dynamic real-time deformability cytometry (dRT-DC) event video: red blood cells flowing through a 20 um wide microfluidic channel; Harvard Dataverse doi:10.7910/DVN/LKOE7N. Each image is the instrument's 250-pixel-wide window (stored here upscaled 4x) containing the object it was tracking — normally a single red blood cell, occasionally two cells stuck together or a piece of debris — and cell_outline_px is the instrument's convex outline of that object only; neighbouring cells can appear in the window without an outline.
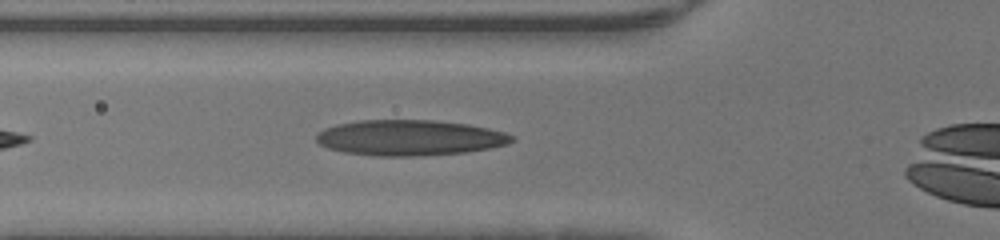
{"species": "human", "species_latin": "Homo sapiens", "temperature_condition": "warm", "stored_images_in_passage": 26, "camera_frame_rate_fps": 3000, "um_per_image_px": 0.085, "donor": {"sex": "male"}, "frame": {"image": 1, "passage_image": 4, "time_ms": 1.0, "image_size_px": [1000, 240], "cell_outline_px": [[516, 140], [508, 144], [488, 148], [464, 152], [420, 156], [376, 156], [344, 152], [328, 148], [320, 144], [316, 140], [316, 136], [324, 128], [336, 124], [356, 120], [436, 120], [468, 124], [488, 128], [504, 132], [516, 136]], "centroid_in_image_um": [34.83, 11.7], "position_along_channel_um": 91.0, "area_um2": 40.75}}
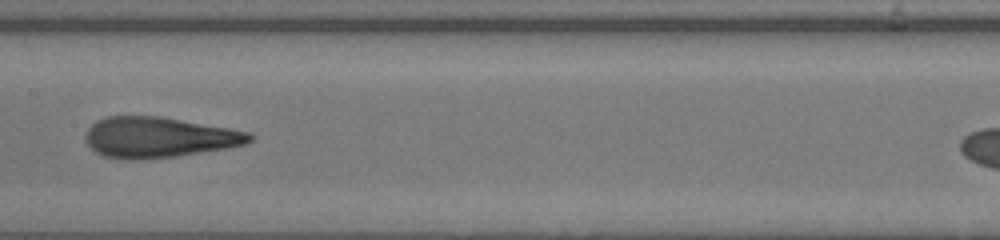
{"frame": {"image": 2, "passage_image": 11, "time_ms": 3.333, "image_size_px": [1000, 240], "cell_outline_px": [[252, 140], [244, 144], [228, 148], [172, 156], [132, 160], [104, 156], [96, 152], [88, 144], [84, 136], [88, 128], [96, 120], [108, 116], [160, 116], [228, 128], [248, 132], [252, 136]], "centroid_in_image_um": [13.46, 11.66], "position_along_channel_um": 193.9, "area_um2": 38.32}}
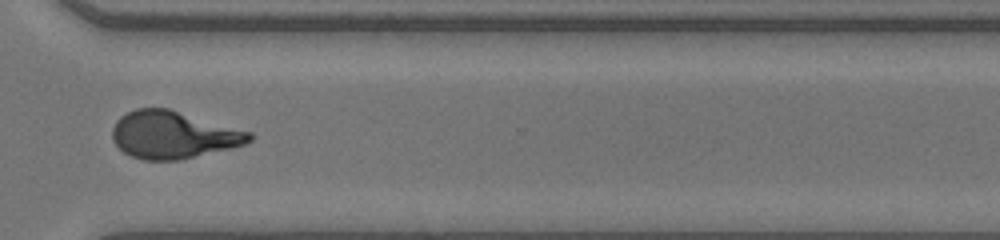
{"frame": {"image": 3, "passage_image": 22, "time_ms": 7.0, "image_size_px": [1000, 240], "cell_outline_px": [[252, 140], [244, 144], [180, 160], [144, 160], [132, 156], [124, 152], [112, 140], [112, 128], [116, 120], [120, 116], [136, 108], [168, 108], [252, 132]], "centroid_in_image_um": [14.69, 11.45], "position_along_channel_um": 355.9, "area_um2": 37.63}}